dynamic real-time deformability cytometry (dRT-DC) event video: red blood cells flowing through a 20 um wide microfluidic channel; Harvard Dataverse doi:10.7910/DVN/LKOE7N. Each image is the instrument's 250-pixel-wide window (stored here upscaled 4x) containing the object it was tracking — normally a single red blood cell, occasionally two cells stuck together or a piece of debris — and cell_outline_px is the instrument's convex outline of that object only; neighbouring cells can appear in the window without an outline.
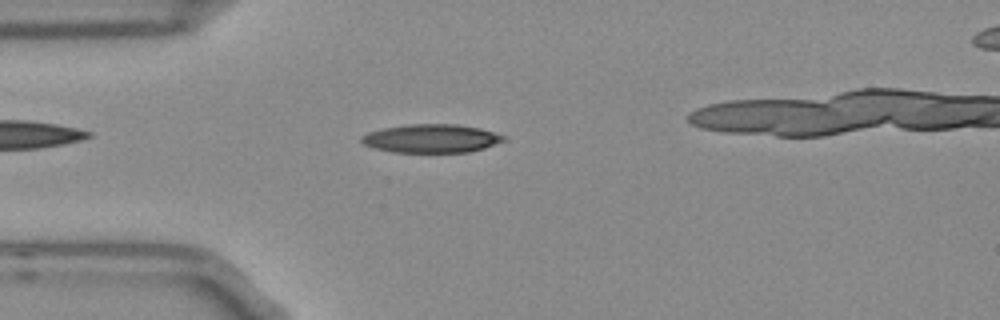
{"species": "Egyptian fruit bat (a non-hibernating species)", "species_latin": "Rousettus aegyptiacus", "temperature_condition": "room temperature", "stored_images_in_passage": 41, "camera_frame_rate_fps": 3000, "um_per_image_px": 0.085, "frame": {"image": 1, "passage_image": 7, "time_ms": 2.0, "image_size_px": [1000, 320], "cell_outline_px": [[508, 140], [484, 148], [468, 152], [392, 152], [376, 148], [364, 144], [360, 140], [360, 136], [368, 132], [384, 128], [408, 124], [456, 124], [480, 128], [504, 136]], "centroid_in_image_um": [36.67, 11.77], "position_along_channel_um": 48.3, "area_um2": 23.52}}
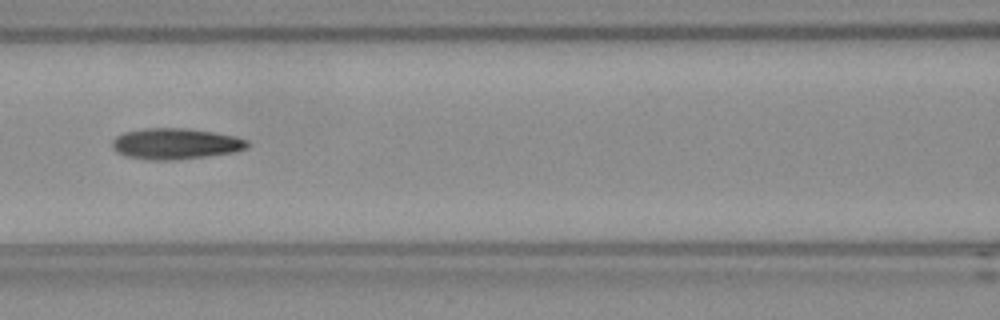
{"frame": {"image": 2, "passage_image": 16, "time_ms": 5.0, "image_size_px": [1000, 320], "cell_outline_px": [[248, 148], [236, 152], [208, 156], [176, 160], [148, 160], [124, 156], [116, 152], [112, 148], [112, 140], [116, 136], [124, 132], [144, 128], [184, 128], [212, 132], [232, 136], [248, 140]], "centroid_in_image_um": [14.88, 12.23], "position_along_channel_um": 151.7, "area_um2": 24.57}}
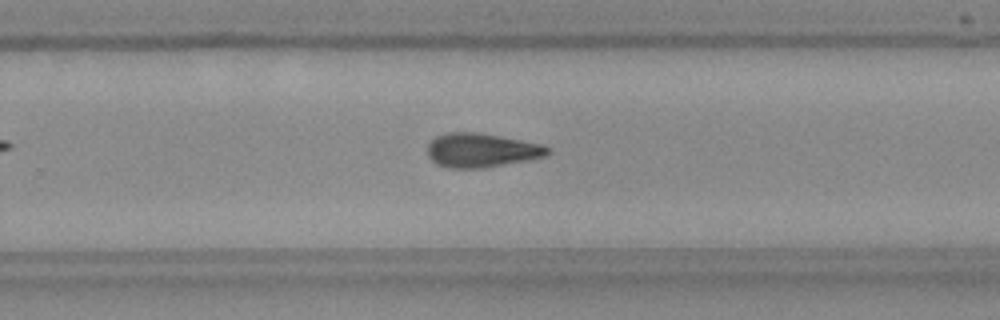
{"frame": {"image": 3, "passage_image": 27, "time_ms": 8.667, "image_size_px": [1000, 320], "cell_outline_px": [[552, 152], [548, 156], [528, 160], [480, 168], [448, 168], [436, 164], [428, 156], [428, 144], [436, 136], [448, 132], [480, 132], [544, 144]], "centroid_in_image_um": [40.95, 12.76], "position_along_channel_um": 288.9, "area_um2": 24.04}, "authors_computed_cell_mechanics": {"area_um2": 23.4668, "velocity_mm_per_s": 3.7492, "shape_relaxation_time_tau1_ms": null, "shape_relaxation_time_tau2_ms": 5.81, "deformation_change_tau1": null, "deformation_change_tau2": 0.1585}}